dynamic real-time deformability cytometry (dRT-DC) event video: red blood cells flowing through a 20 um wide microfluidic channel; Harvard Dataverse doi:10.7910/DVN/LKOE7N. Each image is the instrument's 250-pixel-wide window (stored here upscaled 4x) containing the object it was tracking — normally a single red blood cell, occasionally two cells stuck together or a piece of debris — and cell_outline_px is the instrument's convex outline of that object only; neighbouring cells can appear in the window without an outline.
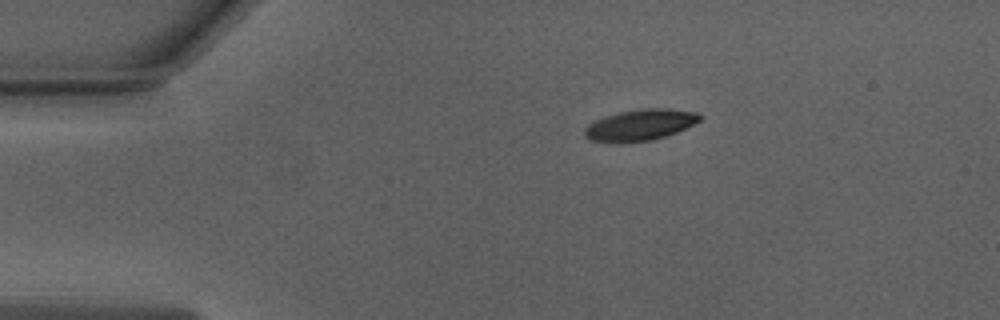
{"species": "Egyptian fruit bat (a non-hibernating species)", "species_latin": "Rousettus aegyptiacus", "temperature_condition": "warm", "stored_images_in_passage": 12, "camera_frame_rate_fps": 3000, "um_per_image_px": 0.085, "animal": {"sex": "male"}, "frame": {"image": 1, "passage_image": 1, "time_ms": 0.0, "image_size_px": [1000, 320], "cell_outline_px": [[704, 116], [700, 120], [676, 132], [652, 140], [616, 144], [588, 140], [584, 136], [584, 128], [588, 124], [604, 116], [620, 112], [644, 108], [668, 108], [696, 112]], "centroid_in_image_um": [54.36, 10.63], "position_along_channel_um": 30.6, "area_um2": 21.15}}
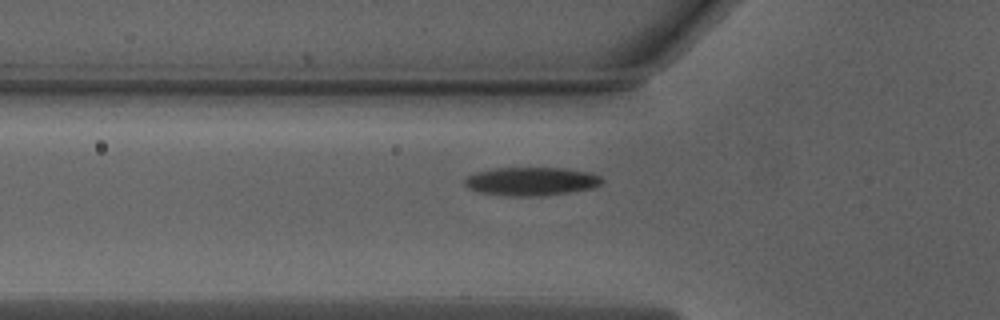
{"frame": {"image": 2, "passage_image": 9, "time_ms": 2.667, "image_size_px": [1000, 320], "cell_outline_px": [[604, 180], [600, 184], [592, 188], [544, 196], [504, 196], [476, 192], [468, 188], [464, 184], [464, 176], [476, 172], [492, 168], [564, 168], [588, 172], [600, 176]], "centroid_in_image_um": [45.09, 15.42], "position_along_channel_um": 80.7, "area_um2": 23.0}}